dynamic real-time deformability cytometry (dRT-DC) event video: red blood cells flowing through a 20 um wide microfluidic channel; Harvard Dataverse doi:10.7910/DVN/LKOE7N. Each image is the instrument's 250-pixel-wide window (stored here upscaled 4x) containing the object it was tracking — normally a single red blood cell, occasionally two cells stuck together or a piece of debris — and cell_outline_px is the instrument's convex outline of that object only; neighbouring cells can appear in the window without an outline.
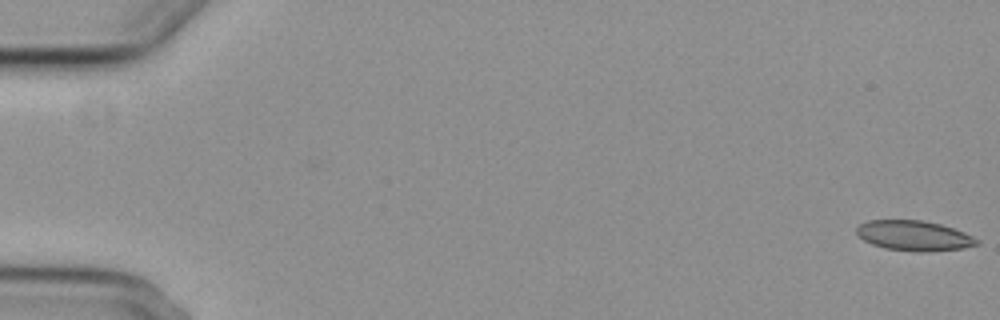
{"species": "common noctule bat (a hibernating species)", "species_latin": "Nyctalus noctula", "temperature_condition": "cold", "stored_images_in_passage": 18, "camera_frame_rate_fps": 3000, "um_per_image_px": 0.085, "animal": {"sex": "female", "body_mass_g": 29.2, "forearm_length_mm": 56.3}, "frame": {"image": 1, "passage_image": 1, "time_ms": 0.0, "image_size_px": [1000, 320], "cell_outline_px": [[980, 244], [964, 248], [924, 252], [916, 252], [884, 248], [872, 244], [864, 240], [856, 232], [856, 228], [860, 224], [868, 220], [920, 220], [940, 224], [964, 232], [980, 240]], "centroid_in_image_um": [77.71, 20.04], "position_along_channel_um": 7.3, "area_um2": 21.1}}
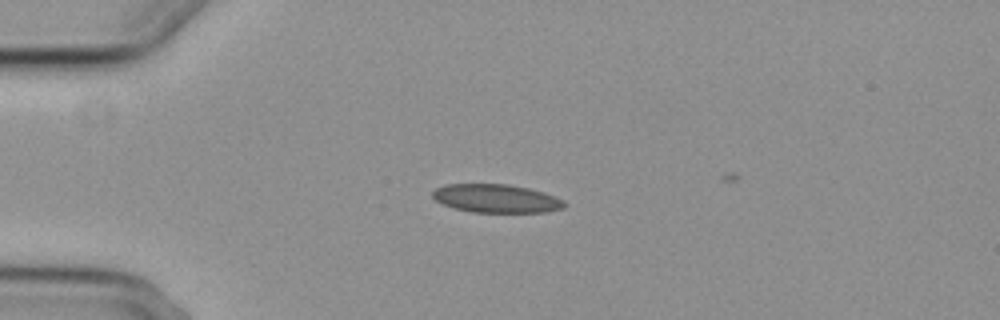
{"frame": {"image": 2, "passage_image": 15, "time_ms": 4.667, "image_size_px": [1000, 320], "cell_outline_px": [[564, 208], [544, 212], [472, 212], [456, 208], [444, 204], [436, 200], [432, 196], [432, 192], [436, 188], [444, 184], [508, 184], [528, 188], [544, 192], [564, 200]], "centroid_in_image_um": [42.18, 16.86], "position_along_channel_um": 42.8, "area_um2": 21.68}}